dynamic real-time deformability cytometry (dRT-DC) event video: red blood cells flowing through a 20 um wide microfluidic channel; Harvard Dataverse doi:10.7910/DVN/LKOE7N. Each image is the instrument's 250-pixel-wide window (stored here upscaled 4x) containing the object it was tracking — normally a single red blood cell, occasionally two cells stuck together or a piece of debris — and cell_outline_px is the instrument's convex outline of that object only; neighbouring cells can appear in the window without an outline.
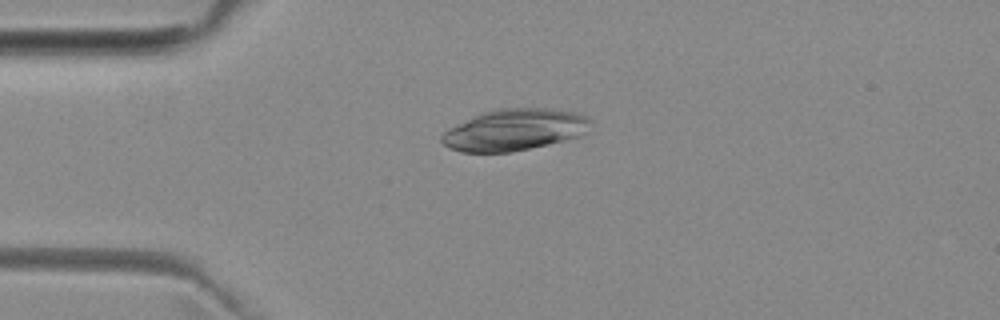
{"species": "common noctule bat (a hibernating species)", "species_latin": "Nyctalus noctula", "temperature_condition": "room temperature", "stored_images_in_passage": 3, "camera_frame_rate_fps": 3000, "um_per_image_px": 0.085, "animal": {"sex": "female", "body_mass_g": 29.2, "forearm_length_mm": 56.3}, "frame": {"image": 1, "passage_image": 1, "time_ms": 0.0, "image_size_px": [1000, 320], "cell_outline_px": [[592, 120], [584, 132], [576, 136], [564, 140], [548, 144], [512, 152], [460, 152], [448, 148], [440, 140], [440, 136], [448, 128], [480, 112], [500, 108], [544, 108], [576, 112], [588, 116]], "centroid_in_image_um": [43.67, 11.03], "position_along_channel_um": 41.3, "area_um2": 36.01}}
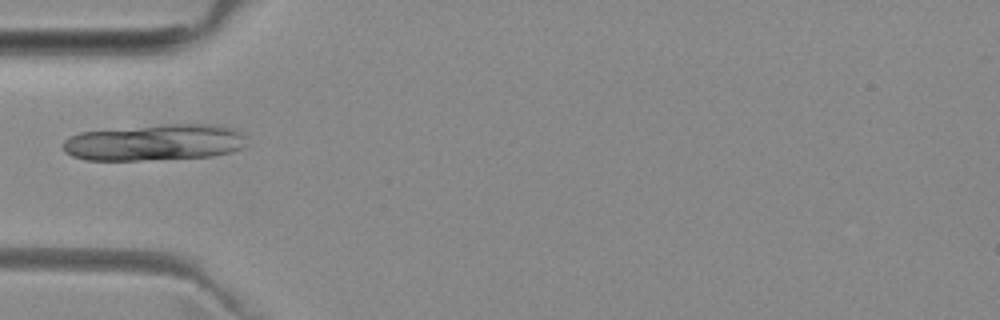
{"frame": {"image": 2, "passage_image": 2, "time_ms": 1.333, "image_size_px": [1000, 320], "cell_outline_px": [[248, 144], [232, 152], [212, 156], [140, 160], [88, 160], [72, 156], [64, 152], [64, 140], [80, 132], [164, 124], [212, 124], [232, 128], [240, 132], [244, 136]], "centroid_in_image_um": [13.17, 12.11], "position_along_channel_um": 71.8, "area_um2": 38.78}}
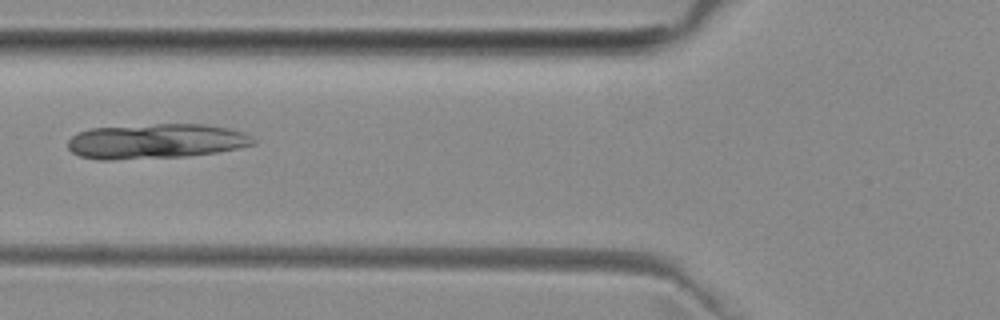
{"frame": {"image": 3, "passage_image": 3, "time_ms": 2.333, "image_size_px": [1000, 320], "cell_outline_px": [[256, 144], [240, 148], [216, 152], [188, 156], [112, 160], [96, 160], [80, 156], [72, 152], [68, 148], [68, 140], [72, 136], [80, 132], [92, 128], [156, 124], [204, 124], [228, 128], [244, 132], [252, 136], [256, 140]], "centroid_in_image_um": [13.28, 12.01], "position_along_channel_um": 112.5, "area_um2": 37.92}}